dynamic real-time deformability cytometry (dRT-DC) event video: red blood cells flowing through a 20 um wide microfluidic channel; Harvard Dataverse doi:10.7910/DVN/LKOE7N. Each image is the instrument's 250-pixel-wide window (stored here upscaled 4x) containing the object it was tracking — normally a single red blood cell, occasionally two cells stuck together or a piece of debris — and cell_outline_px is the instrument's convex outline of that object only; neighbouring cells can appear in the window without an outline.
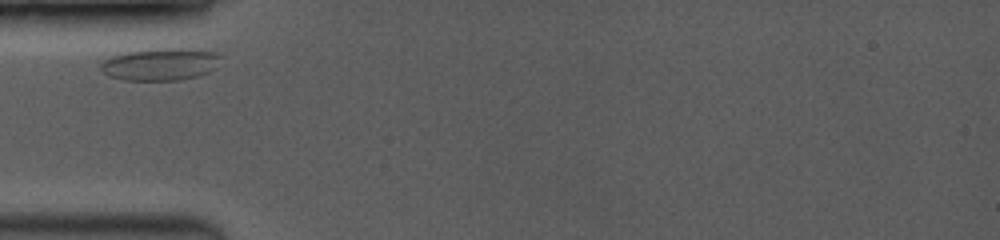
{"species": "common noctule bat (a hibernating species)", "species_latin": "Nyctalus noctula", "temperature_condition": "room temperature", "stored_images_in_passage": 70, "camera_frame_rate_fps": 3500, "um_per_image_px": 0.085, "animal": {"sex": "female", "body_mass_g": 19.0, "forearm_length_mm": 53.3}, "frame": {"image": 1, "passage_image": 1, "time_ms": 0.0, "image_size_px": [1000, 240], "cell_outline_px": [[220, 56], [216, 68], [208, 72], [196, 76], [176, 80], [124, 80], [108, 76], [100, 68], [100, 64], [104, 60], [112, 56], [124, 52], [156, 48], [200, 48], [216, 52]], "centroid_in_image_um": [13.64, 5.44], "position_along_channel_um": 71.4, "area_um2": 22.77}}
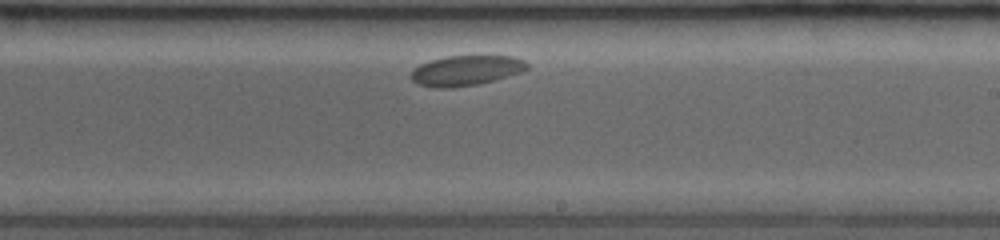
{"frame": {"image": 2, "passage_image": 38, "time_ms": 5.143, "image_size_px": [1000, 240], "cell_outline_px": [[528, 68], [520, 72], [480, 84], [452, 88], [436, 88], [416, 84], [408, 76], [412, 68], [420, 64], [444, 56], [512, 56], [524, 60], [528, 64]], "centroid_in_image_um": [39.54, 6.0], "position_along_channel_um": 249.5, "area_um2": 20.58}}
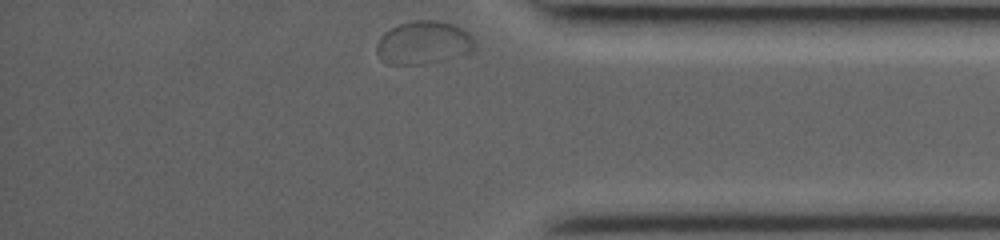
{"frame": {"image": 3, "passage_image": 69, "time_ms": 9.429, "image_size_px": [1000, 240], "cell_outline_px": [[476, 48], [472, 52], [424, 64], [384, 64], [380, 60], [376, 52], [376, 44], [380, 36], [392, 28], [400, 24], [412, 20], [436, 20], [452, 24], [468, 32], [472, 36], [476, 44]], "centroid_in_image_um": [35.98, 3.63], "position_along_channel_um": 399.2, "area_um2": 24.74}}